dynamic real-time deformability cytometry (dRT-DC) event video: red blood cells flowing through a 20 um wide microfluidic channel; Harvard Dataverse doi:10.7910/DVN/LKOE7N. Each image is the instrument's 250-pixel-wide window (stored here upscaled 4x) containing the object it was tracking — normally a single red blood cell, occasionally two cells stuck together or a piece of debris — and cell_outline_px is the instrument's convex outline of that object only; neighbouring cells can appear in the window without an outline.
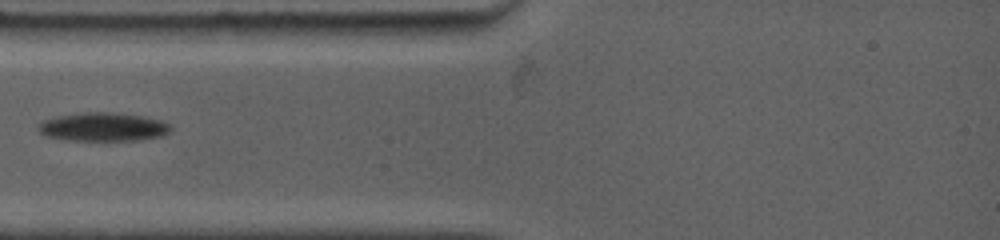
{"species": "common noctule bat (a hibernating species)", "species_latin": "Nyctalus noctula", "temperature_condition": "warm", "stored_images_in_passage": 64, "camera_frame_rate_fps": 4500, "um_per_image_px": 0.085, "animal": {"sex": "female", "body_mass_g": 19.0, "forearm_length_mm": 53.3}, "frame": {"image": 1, "passage_image": 1, "time_ms": 0.0, "image_size_px": [1000, 240], "cell_outline_px": [[172, 128], [168, 132], [160, 136], [140, 140], [72, 140], [48, 136], [40, 132], [40, 124], [44, 120], [56, 116], [80, 112], [108, 112], [140, 116], [160, 120], [168, 124]], "centroid_in_image_um": [8.77, 10.78], "position_along_channel_um": 76.2, "area_um2": 21.62}}
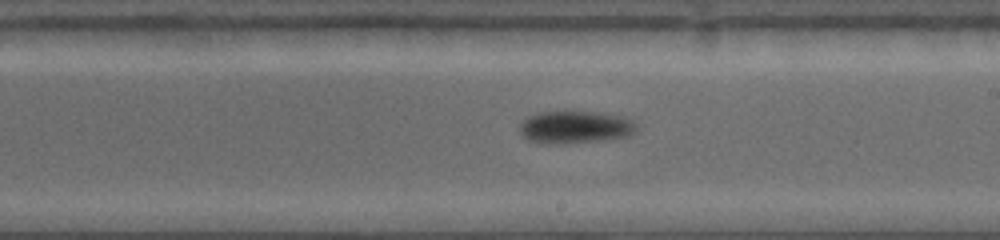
{"frame": {"image": 2, "passage_image": 16, "time_ms": 4.444, "image_size_px": [1000, 240], "cell_outline_px": [[636, 128], [628, 136], [592, 140], [528, 140], [520, 132], [520, 124], [528, 116], [540, 112], [596, 112], [624, 116], [632, 120], [636, 124]], "centroid_in_image_um": [48.93, 10.73], "position_along_channel_um": 240.1, "area_um2": 20.58}}
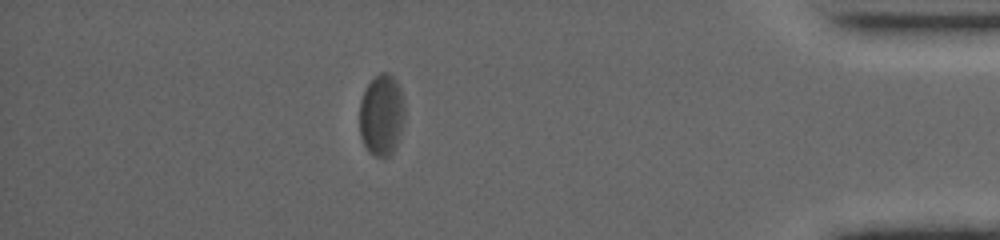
{"frame": {"image": 3, "passage_image": 46, "time_ms": 10.222, "image_size_px": [1000, 240], "cell_outline_px": [[404, 116], [396, 148], [388, 156], [372, 156], [368, 152], [360, 136], [360, 100], [368, 84], [380, 72], [388, 72], [396, 80], [400, 88], [404, 104]], "centroid_in_image_um": [32.43, 9.78], "position_along_channel_um": 402.8, "area_um2": 21.39}}